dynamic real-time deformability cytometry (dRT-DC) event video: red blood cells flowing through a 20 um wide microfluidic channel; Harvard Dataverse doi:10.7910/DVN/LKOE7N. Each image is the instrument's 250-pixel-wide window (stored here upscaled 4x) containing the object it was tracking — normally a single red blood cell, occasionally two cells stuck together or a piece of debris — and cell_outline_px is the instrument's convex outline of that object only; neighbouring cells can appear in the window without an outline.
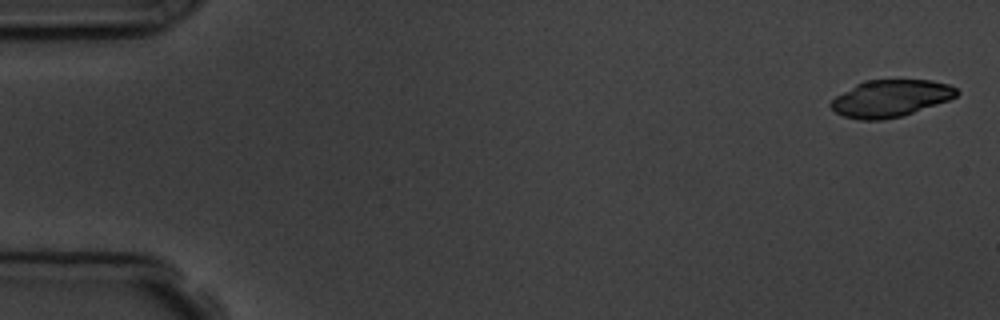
{"species": "common noctule bat (a hibernating species)", "species_latin": "Nyctalus noctula", "temperature_condition": "room temperature", "stored_images_in_passage": 5, "camera_frame_rate_fps": 3000, "um_per_image_px": 0.085, "animal": {"sex": "male", "body_mass_g": 19.5, "forearm_length_mm": 54.6}, "frame": {"image": 1, "passage_image": 1, "time_ms": 0.0, "image_size_px": [1000, 320], "cell_outline_px": [[960, 92], [956, 96], [948, 100], [900, 116], [884, 120], [860, 120], [844, 116], [836, 112], [828, 104], [836, 96], [856, 84], [864, 80], [932, 80], [948, 84], [956, 88]], "centroid_in_image_um": [75.68, 8.35], "position_along_channel_um": 9.3, "area_um2": 26.88}}
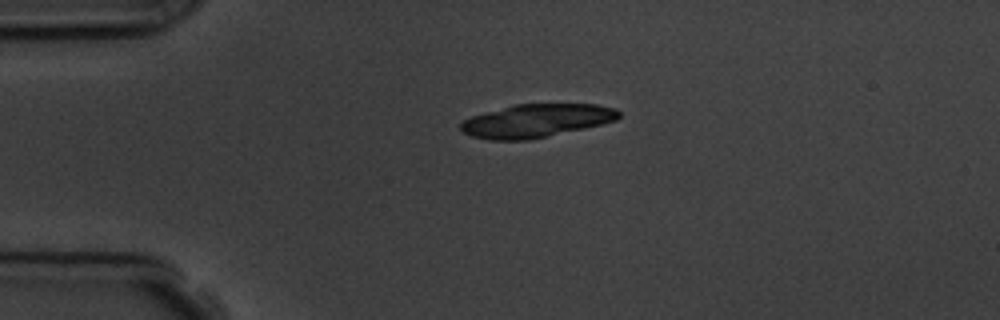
{"frame": {"image": 2, "passage_image": 4, "time_ms": 3.667, "image_size_px": [1000, 320], "cell_outline_px": [[620, 116], [616, 120], [604, 124], [528, 140], [488, 140], [472, 136], [464, 132], [460, 128], [460, 124], [464, 120], [472, 116], [484, 112], [512, 104], [596, 104], [616, 108], [620, 112]], "centroid_in_image_um": [45.6, 10.25], "position_along_channel_um": 39.4, "area_um2": 30.69}}